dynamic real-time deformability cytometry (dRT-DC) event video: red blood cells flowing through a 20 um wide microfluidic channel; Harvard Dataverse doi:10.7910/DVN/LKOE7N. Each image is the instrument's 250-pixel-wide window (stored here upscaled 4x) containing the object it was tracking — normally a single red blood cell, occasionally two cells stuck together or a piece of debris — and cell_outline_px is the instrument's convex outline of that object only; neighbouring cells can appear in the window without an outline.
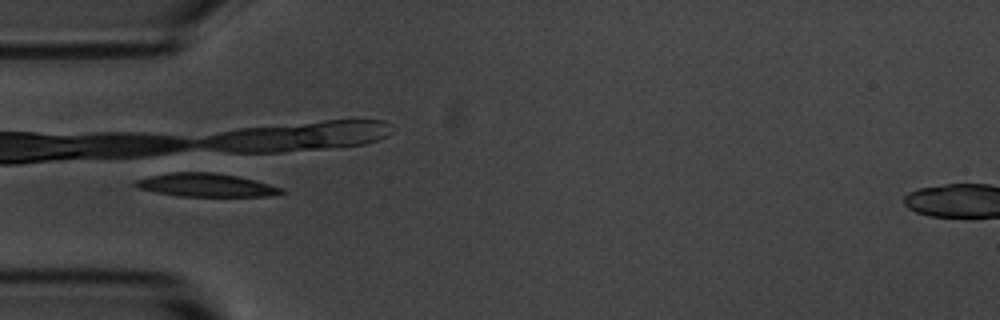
{"species": "common noctule bat (a hibernating species)", "species_latin": "Nyctalus noctula", "temperature_condition": "room temperature", "stored_images_in_passage": 36, "camera_frame_rate_fps": 3000, "um_per_image_px": 0.085, "animal": {"sex": "male", "body_mass_g": 20.1, "forearm_length_mm": 53.5}, "frame": {"image": 1, "passage_image": 6, "time_ms": 1.667, "image_size_px": [1000, 320], "cell_outline_px": [[288, 192], [276, 196], [176, 196], [136, 188], [132, 184], [136, 180], [152, 176], [172, 172], [212, 172], [236, 176], [256, 180], [284, 188]], "centroid_in_image_um": [17.57, 15.74], "position_along_channel_um": 67.4, "area_um2": 20.0}, "authors_computed_cell_mechanics": {"area_um2": 19.0451, "velocity_mm_per_s": 3.591, "shape_relaxation_time_tau1_ms": 1.318, "shape_relaxation_time_tau2_ms": 1.4205, "deformation_change_tau1": 0.0864, "deformation_change_tau2": 0.0627}}